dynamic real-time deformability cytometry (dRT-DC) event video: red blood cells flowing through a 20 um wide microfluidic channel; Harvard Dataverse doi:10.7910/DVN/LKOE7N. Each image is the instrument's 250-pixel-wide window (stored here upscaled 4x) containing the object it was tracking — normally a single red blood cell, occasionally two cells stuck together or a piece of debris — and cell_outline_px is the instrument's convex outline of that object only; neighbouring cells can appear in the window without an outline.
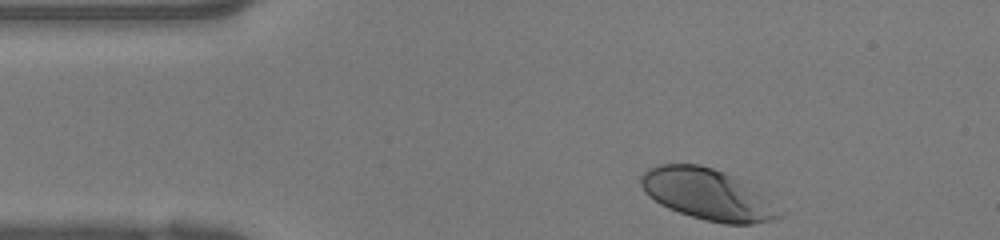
{"species": "human", "species_latin": "Homo sapiens", "temperature_condition": "warm", "stored_images_in_passage": 26, "camera_frame_rate_fps": 3000, "um_per_image_px": 0.085, "donor": {"sex": "female"}, "frame": {"image": 1, "passage_image": 1, "time_ms": 0.0, "image_size_px": [1000, 240], "cell_outline_px": [[788, 212], [784, 216], [772, 220], [752, 224], [724, 224], [704, 220], [668, 208], [660, 204], [648, 196], [644, 192], [640, 184], [640, 176], [648, 168], [660, 164], [700, 164], [724, 172], [732, 176]], "centroid_in_image_um": [60.14, 16.54], "position_along_channel_um": 24.9, "area_um2": 41.1}}
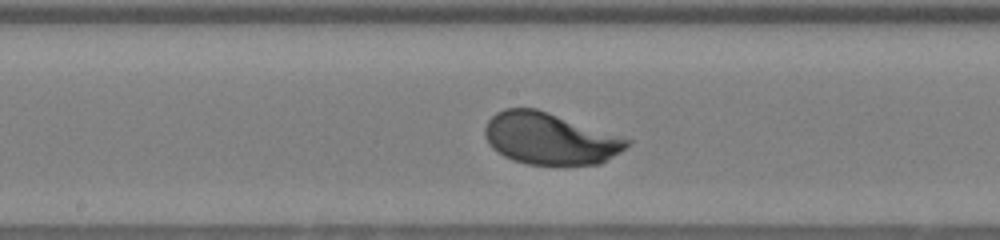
{"frame": {"image": 2, "passage_image": 15, "time_ms": 4.667, "image_size_px": [1000, 240], "cell_outline_px": [[632, 144], [620, 152], [600, 164], [528, 164], [512, 160], [504, 156], [492, 148], [484, 136], [484, 128], [488, 120], [496, 112], [504, 108], [536, 108], [632, 140]], "centroid_in_image_um": [46.71, 11.78], "position_along_channel_um": 201.5, "area_um2": 42.6}}
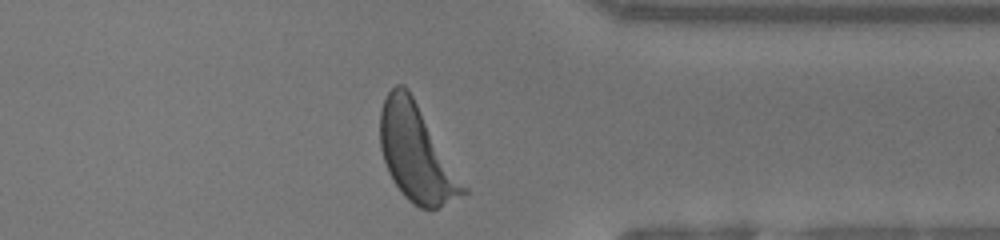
{"frame": {"image": 3, "passage_image": 26, "time_ms": 8.333, "image_size_px": [1000, 240], "cell_outline_px": [[468, 192], [436, 208], [420, 208], [412, 204], [400, 192], [392, 180], [388, 172], [380, 148], [380, 112], [384, 100], [388, 92], [396, 84], [404, 84], [408, 88], [468, 188]], "centroid_in_image_um": [35.38, 13.03], "position_along_channel_um": 376.0, "area_um2": 46.36}}